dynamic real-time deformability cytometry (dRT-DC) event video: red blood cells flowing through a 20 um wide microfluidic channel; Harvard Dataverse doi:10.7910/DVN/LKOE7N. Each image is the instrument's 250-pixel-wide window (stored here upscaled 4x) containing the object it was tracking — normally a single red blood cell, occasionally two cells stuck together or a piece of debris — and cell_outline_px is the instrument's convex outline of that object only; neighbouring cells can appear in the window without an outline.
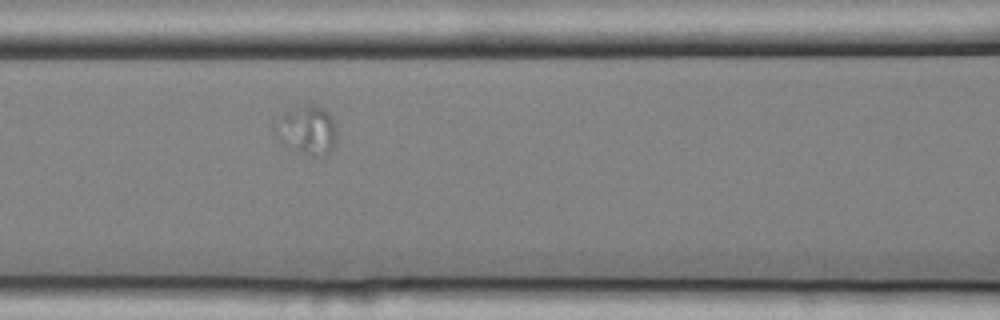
{"species": "common noctule bat (a hibernating species)", "species_latin": "Nyctalus noctula", "temperature_condition": "cold", "stored_images_in_passage": 7, "camera_frame_rate_fps": 3000, "um_per_image_px": 0.085, "animal": {"sex": "female", "body_mass_g": 25.1}, "frame": {"image": 1, "passage_image": 7, "time_ms": 2.0, "image_size_px": [1000, 320], "cell_outline_px": [[336, 140], [328, 152], [324, 156], [312, 156], [300, 148], [272, 128], [288, 112], [312, 104], [328, 112], [336, 124]], "centroid_in_image_um": [26.26, 11.02], "position_along_channel_um": 140.3, "area_um2": 15.61}}